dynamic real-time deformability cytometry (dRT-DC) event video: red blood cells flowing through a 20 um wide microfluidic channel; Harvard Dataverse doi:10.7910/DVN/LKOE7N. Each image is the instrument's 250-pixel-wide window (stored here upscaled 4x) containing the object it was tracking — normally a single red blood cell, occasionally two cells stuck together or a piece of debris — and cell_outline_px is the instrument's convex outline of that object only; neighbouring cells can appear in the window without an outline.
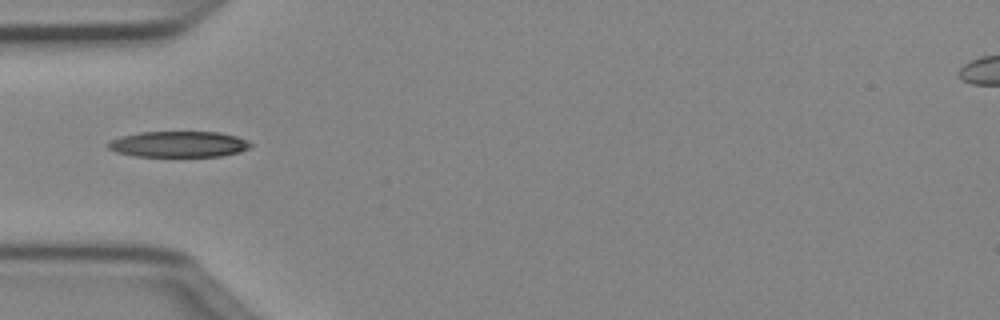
{"species": "Egyptian fruit bat (a non-hibernating species)", "species_latin": "Rousettus aegyptiacus", "temperature_condition": "cold", "stored_images_in_passage": 10, "camera_frame_rate_fps": 3000, "um_per_image_px": 0.085, "animal": {"sex": "female"}, "frame": {"image": 1, "passage_image": 4, "time_ms": 1.0, "image_size_px": [1000, 320], "cell_outline_px": [[252, 144], [248, 148], [240, 152], [220, 156], [136, 156], [116, 152], [108, 148], [104, 144], [120, 136], [140, 132], [220, 132], [236, 136], [248, 140]], "centroid_in_image_um": [15.17, 12.25], "position_along_channel_um": 69.8, "area_um2": 21.56}}
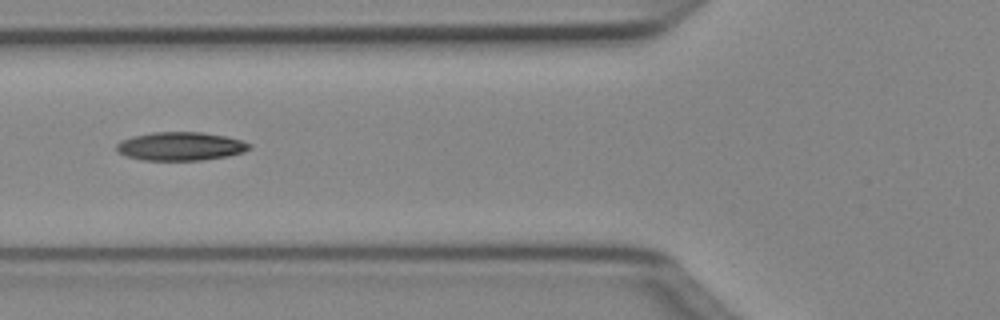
{"frame": {"image": 2, "passage_image": 7, "time_ms": 2.0, "image_size_px": [1000, 320], "cell_outline_px": [[252, 148], [244, 152], [228, 156], [200, 160], [140, 160], [116, 152], [116, 144], [120, 140], [132, 136], [152, 132], [204, 132], [224, 136], [240, 140], [252, 144]], "centroid_in_image_um": [15.33, 12.43], "position_along_channel_um": 110.5, "area_um2": 22.2}}